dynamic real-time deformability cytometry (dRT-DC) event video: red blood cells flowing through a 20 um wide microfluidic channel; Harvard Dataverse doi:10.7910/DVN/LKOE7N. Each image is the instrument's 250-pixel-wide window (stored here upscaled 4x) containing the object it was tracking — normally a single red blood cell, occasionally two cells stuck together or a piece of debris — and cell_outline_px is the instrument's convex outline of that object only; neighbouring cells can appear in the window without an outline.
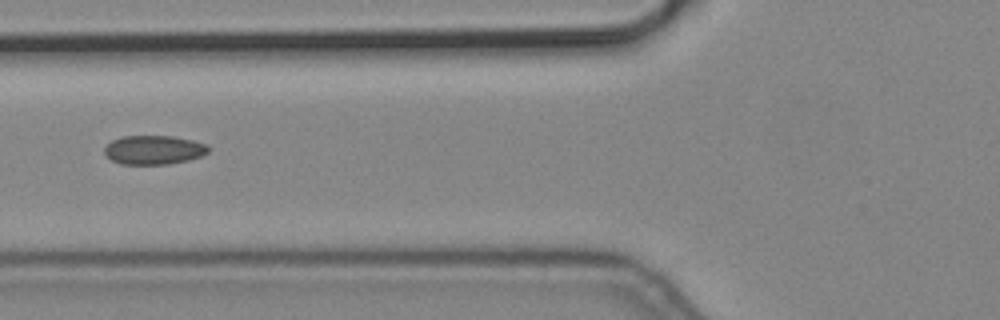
{"species": "common noctule bat (a hibernating species)", "species_latin": "Nyctalus noctula", "temperature_condition": "cold", "stored_images_in_passage": 9, "camera_frame_rate_fps": 3000, "um_per_image_px": 0.085, "animal": {"sex": "male", "body_mass_g": 19.2, "forearm_length_mm": 51.8}, "frame": {"image": 1, "passage_image": 6, "time_ms": 1.667, "image_size_px": [1000, 320], "cell_outline_px": [[208, 152], [200, 156], [188, 160], [168, 164], [120, 164], [112, 160], [104, 152], [104, 148], [112, 140], [124, 136], [172, 136], [192, 140], [208, 144]], "centroid_in_image_um": [13.07, 12.74], "position_along_channel_um": 112.7, "area_um2": 17.46}}
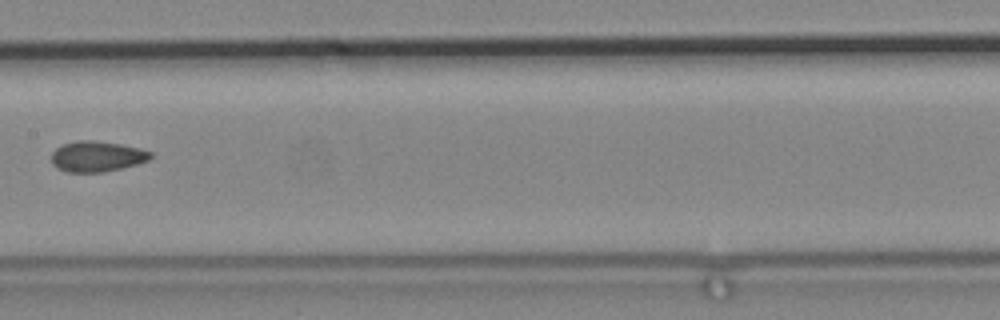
{"frame": {"image": 2, "passage_image": 8, "time_ms": 2.333, "image_size_px": [1000, 320], "cell_outline_px": [[152, 156], [148, 160], [136, 164], [104, 172], [64, 172], [56, 168], [52, 164], [52, 152], [56, 148], [64, 144], [80, 140], [92, 140], [120, 144], [152, 152]], "centroid_in_image_um": [8.2, 13.3], "position_along_channel_um": 199.2, "area_um2": 17.51}}
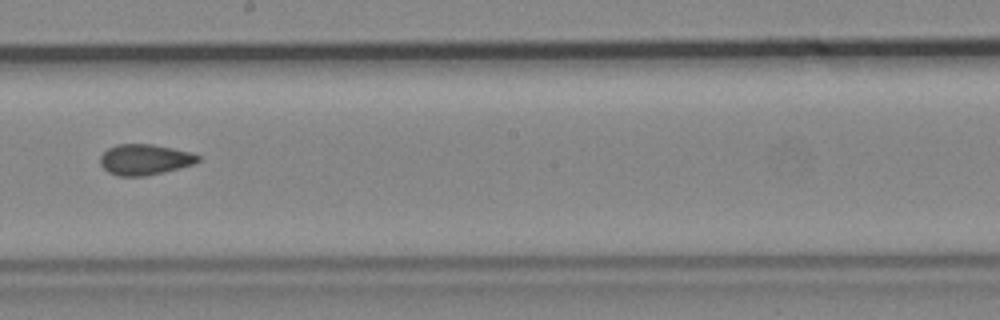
{"frame": {"image": 3, "passage_image": 9, "time_ms": 2.667, "image_size_px": [1000, 320], "cell_outline_px": [[200, 160], [192, 164], [164, 172], [144, 176], [116, 176], [108, 172], [100, 164], [100, 156], [108, 148], [116, 144], [152, 144], [192, 152], [200, 156]], "centroid_in_image_um": [12.28, 13.56], "position_along_channel_um": 235.9, "area_um2": 17.51}}